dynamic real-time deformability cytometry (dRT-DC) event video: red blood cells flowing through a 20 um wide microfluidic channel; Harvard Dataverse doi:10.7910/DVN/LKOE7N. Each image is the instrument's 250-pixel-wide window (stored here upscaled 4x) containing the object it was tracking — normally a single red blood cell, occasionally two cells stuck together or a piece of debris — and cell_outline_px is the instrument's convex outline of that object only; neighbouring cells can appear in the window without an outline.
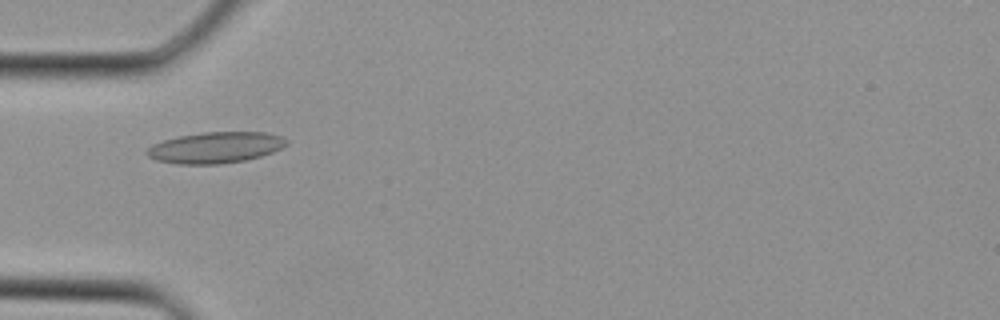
{"species": "Egyptian fruit bat (a non-hibernating species)", "species_latin": "Rousettus aegyptiacus", "temperature_condition": "cold", "stored_images_in_passage": 36, "camera_frame_rate_fps": 3000, "um_per_image_px": 0.085, "animal": {"sex": "female"}, "frame": {"image": 1, "passage_image": 12, "time_ms": 3.667, "image_size_px": [1000, 320], "cell_outline_px": [[288, 144], [272, 152], [260, 156], [244, 160], [220, 164], [176, 164], [156, 160], [148, 156], [144, 152], [152, 144], [164, 140], [180, 136], [204, 132], [264, 132], [284, 136], [288, 140]], "centroid_in_image_um": [18.32, 12.54], "position_along_channel_um": 66.7, "area_um2": 25.32}}
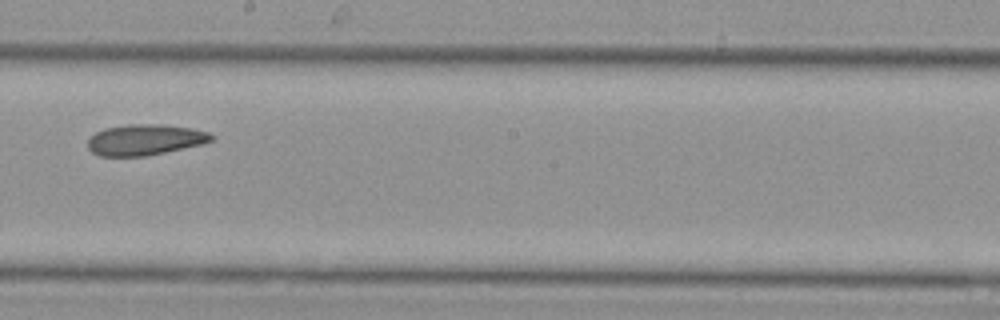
{"frame": {"image": 2, "passage_image": 21, "time_ms": 6.667, "image_size_px": [1000, 320], "cell_outline_px": [[216, 136], [212, 140], [200, 144], [164, 152], [144, 156], [100, 156], [92, 152], [88, 148], [88, 136], [104, 128], [128, 124], [160, 124], [192, 128], [208, 132]], "centroid_in_image_um": [12.28, 11.87], "position_along_channel_um": 235.9, "area_um2": 22.2}}
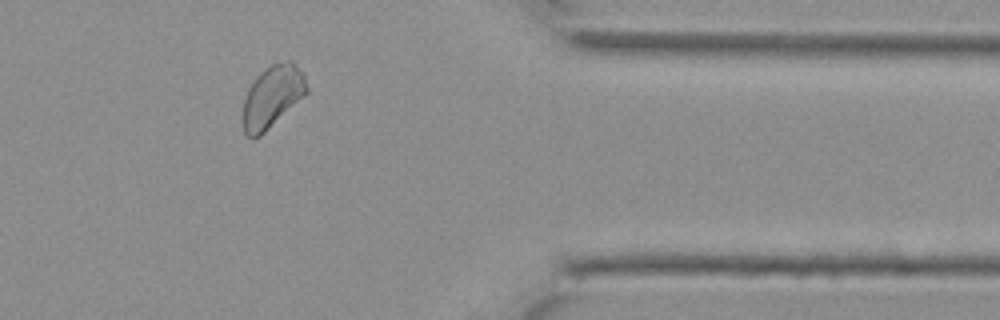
{"frame": {"image": 3, "passage_image": 30, "time_ms": 9.667, "image_size_px": [1000, 320], "cell_outline_px": [[308, 92], [304, 96], [260, 136], [248, 136], [244, 132], [244, 100], [248, 88], [256, 76], [264, 68], [272, 64], [288, 60], [304, 72], [308, 88]], "centroid_in_image_um": [23.17, 8.17], "position_along_channel_um": 388.2, "area_um2": 22.72}}